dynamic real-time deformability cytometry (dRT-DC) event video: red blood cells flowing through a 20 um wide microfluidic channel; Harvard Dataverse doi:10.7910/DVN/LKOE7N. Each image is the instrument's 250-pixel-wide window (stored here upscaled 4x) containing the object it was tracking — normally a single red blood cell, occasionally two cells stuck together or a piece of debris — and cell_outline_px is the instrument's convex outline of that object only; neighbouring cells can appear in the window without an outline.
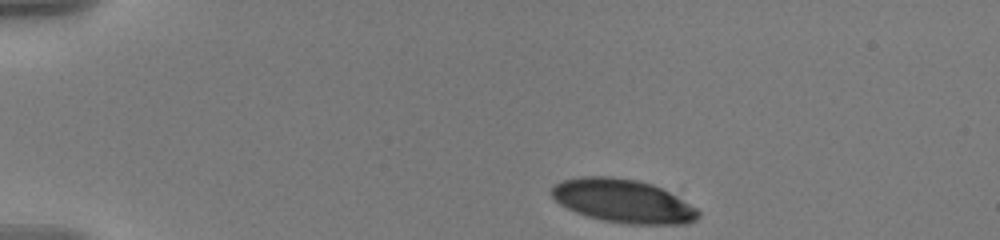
{"species": "human", "species_latin": "Homo sapiens", "temperature_condition": "warm", "stored_images_in_passage": 47, "camera_frame_rate_fps": 3000, "um_per_image_px": 0.085, "donor": {"sex": "male"}, "frame": {"image": 1, "passage_image": 1, "time_ms": 0.0, "image_size_px": [1000, 240], "cell_outline_px": [[700, 216], [696, 220], [688, 224], [628, 224], [604, 220], [588, 216], [576, 212], [560, 204], [552, 196], [552, 188], [556, 184], [564, 180], [584, 176], [608, 176], [636, 180], [652, 184], [676, 196], [696, 208], [700, 212]], "centroid_in_image_um": [52.98, 17.09], "position_along_channel_um": 32.0, "area_um2": 36.7}}
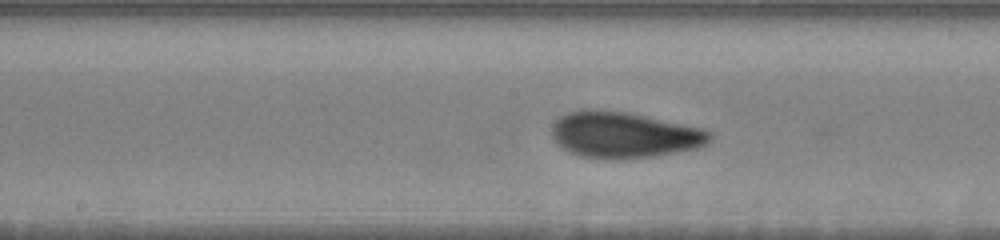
{"frame": {"image": 2, "passage_image": 21, "time_ms": 6.667, "image_size_px": [1000, 240], "cell_outline_px": [[712, 136], [704, 144], [696, 148], [652, 156], [620, 160], [608, 160], [580, 156], [568, 152], [560, 148], [556, 144], [552, 136], [552, 128], [556, 120], [560, 116], [568, 112], [584, 108], [592, 108], [624, 112], [704, 128]], "centroid_in_image_um": [52.95, 11.47], "position_along_channel_um": 195.3, "area_um2": 42.54}}
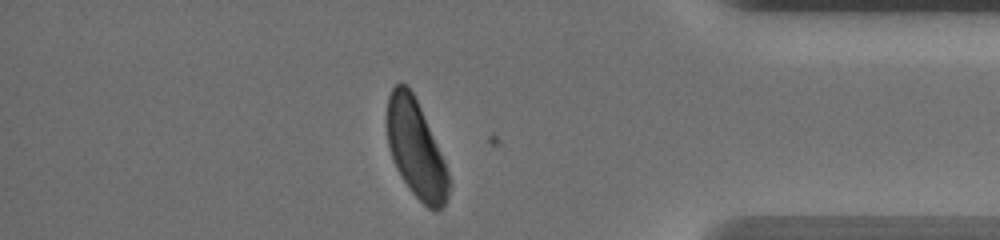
{"frame": {"image": 3, "passage_image": 40, "time_ms": 13.0, "image_size_px": [1000, 240], "cell_outline_px": [[452, 184], [448, 196], [444, 204], [440, 208], [428, 208], [412, 192], [396, 168], [388, 144], [388, 96], [392, 88], [400, 80], [408, 84], [420, 108], [444, 160]], "centroid_in_image_um": [35.36, 12.65], "position_along_channel_um": 399.8, "area_um2": 34.45}, "authors_computed_cell_mechanics": {"area_um2": 39.2462, "velocity_mm_per_s": 3.5706, "shape_relaxation_time_tau1_ms": 3.5672, "shape_relaxation_time_tau2_ms": 1.1884, "deformation_change_tau1": 0.1525, "deformation_change_tau2": 0.0687}}